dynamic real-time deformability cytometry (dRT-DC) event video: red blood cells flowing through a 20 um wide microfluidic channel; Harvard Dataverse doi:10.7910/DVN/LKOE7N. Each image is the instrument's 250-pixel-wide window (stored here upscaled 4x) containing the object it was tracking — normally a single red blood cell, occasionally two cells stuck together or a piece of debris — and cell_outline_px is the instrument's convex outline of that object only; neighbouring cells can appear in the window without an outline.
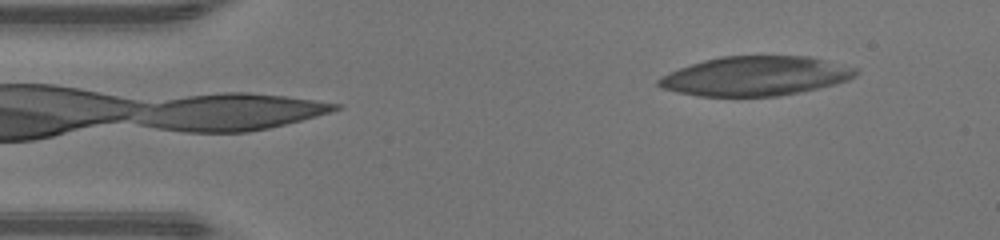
{"species": "human", "species_latin": "Homo sapiens", "temperature_condition": "warm", "stored_images_in_passage": 43, "camera_frame_rate_fps": 3000, "um_per_image_px": 0.085, "donor": {"sex": "male"}, "frame": {"image": 1, "passage_image": 1, "time_ms": 0.0, "image_size_px": [1000, 240], "cell_outline_px": [[860, 72], [856, 76], [848, 80], [836, 84], [800, 92], [776, 96], [700, 96], [676, 92], [660, 88], [656, 84], [656, 80], [660, 76], [680, 68], [704, 60], [720, 56], [808, 56], [856, 68]], "centroid_in_image_um": [64.19, 6.47], "position_along_channel_um": 20.8, "area_um2": 45.26}}
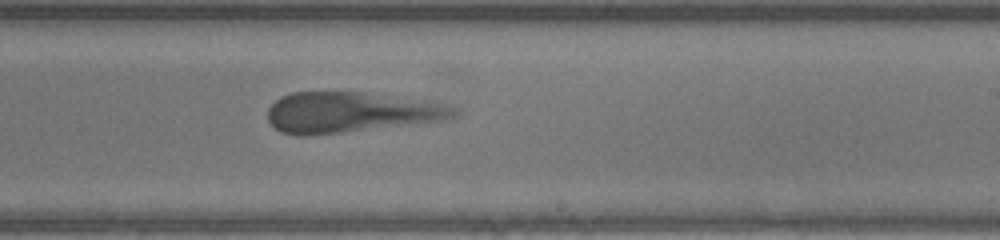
{"frame": {"image": 2, "passage_image": 24, "time_ms": 7.667, "image_size_px": [1000, 240], "cell_outline_px": [[460, 112], [456, 116], [444, 120], [340, 132], [304, 136], [296, 136], [280, 132], [268, 120], [268, 108], [280, 96], [292, 92], [364, 92], [448, 104], [456, 108]], "centroid_in_image_um": [29.78, 9.54], "position_along_channel_um": 259.2, "area_um2": 43.7}}
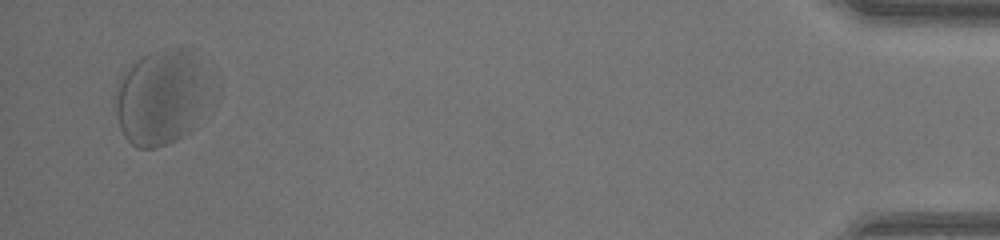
{"frame": {"image": 3, "passage_image": 42, "time_ms": 13.667, "image_size_px": [1000, 240], "cell_outline_px": [[196, 100], [188, 132], [176, 140], [156, 148], [140, 148], [132, 144], [124, 136], [120, 128], [116, 112], [116, 88], [120, 76], [132, 64], [144, 56], [152, 52], [164, 48], [180, 44], [188, 48], [192, 56], [196, 84]], "centroid_in_image_um": [13.36, 8.29], "position_along_channel_um": 421.8, "area_um2": 47.63}, "authors_computed_cell_mechanics": {"area_um2": 43.9858, "velocity_mm_per_s": 4.1946, "shape_relaxation_time_tau1_ms": 2.3199, "shape_relaxation_time_tau2_ms": null, "deformation_change_tau1": 0.1055, "deformation_change_tau2": null}}